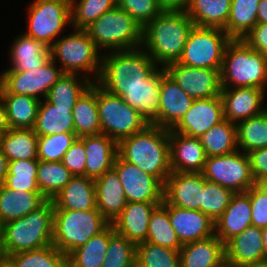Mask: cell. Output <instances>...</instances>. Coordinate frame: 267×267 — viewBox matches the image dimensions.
<instances>
[{
    "label": "cell",
    "instance_id": "6da1fadb",
    "mask_svg": "<svg viewBox=\"0 0 267 267\" xmlns=\"http://www.w3.org/2000/svg\"><path fill=\"white\" fill-rule=\"evenodd\" d=\"M193 26L186 12L162 11L143 28L142 48L163 68L178 62Z\"/></svg>",
    "mask_w": 267,
    "mask_h": 267
},
{
    "label": "cell",
    "instance_id": "7a4b0ae2",
    "mask_svg": "<svg viewBox=\"0 0 267 267\" xmlns=\"http://www.w3.org/2000/svg\"><path fill=\"white\" fill-rule=\"evenodd\" d=\"M118 155L163 184L171 174L169 130L149 124L142 131L118 142Z\"/></svg>",
    "mask_w": 267,
    "mask_h": 267
},
{
    "label": "cell",
    "instance_id": "3957f363",
    "mask_svg": "<svg viewBox=\"0 0 267 267\" xmlns=\"http://www.w3.org/2000/svg\"><path fill=\"white\" fill-rule=\"evenodd\" d=\"M160 68L142 47L102 54L101 72L96 83L117 96L127 88L142 86Z\"/></svg>",
    "mask_w": 267,
    "mask_h": 267
},
{
    "label": "cell",
    "instance_id": "277c9868",
    "mask_svg": "<svg viewBox=\"0 0 267 267\" xmlns=\"http://www.w3.org/2000/svg\"><path fill=\"white\" fill-rule=\"evenodd\" d=\"M54 204L47 200L24 217L4 224L2 256L53 245Z\"/></svg>",
    "mask_w": 267,
    "mask_h": 267
},
{
    "label": "cell",
    "instance_id": "5b68a950",
    "mask_svg": "<svg viewBox=\"0 0 267 267\" xmlns=\"http://www.w3.org/2000/svg\"><path fill=\"white\" fill-rule=\"evenodd\" d=\"M221 88L253 87L267 91V61L243 39H232L220 70Z\"/></svg>",
    "mask_w": 267,
    "mask_h": 267
},
{
    "label": "cell",
    "instance_id": "8992f818",
    "mask_svg": "<svg viewBox=\"0 0 267 267\" xmlns=\"http://www.w3.org/2000/svg\"><path fill=\"white\" fill-rule=\"evenodd\" d=\"M84 30L100 51L142 47L143 27L118 6L103 13Z\"/></svg>",
    "mask_w": 267,
    "mask_h": 267
},
{
    "label": "cell",
    "instance_id": "52a82bcc",
    "mask_svg": "<svg viewBox=\"0 0 267 267\" xmlns=\"http://www.w3.org/2000/svg\"><path fill=\"white\" fill-rule=\"evenodd\" d=\"M100 53L84 29H75L73 33L59 37L50 46V57L54 62L57 60L60 62L59 67L63 73L81 72L92 82L98 80L101 72L102 53ZM92 74L95 80L89 76Z\"/></svg>",
    "mask_w": 267,
    "mask_h": 267
},
{
    "label": "cell",
    "instance_id": "ba28073f",
    "mask_svg": "<svg viewBox=\"0 0 267 267\" xmlns=\"http://www.w3.org/2000/svg\"><path fill=\"white\" fill-rule=\"evenodd\" d=\"M109 224L97 208L54 210L53 245L68 256Z\"/></svg>",
    "mask_w": 267,
    "mask_h": 267
},
{
    "label": "cell",
    "instance_id": "9c48e42d",
    "mask_svg": "<svg viewBox=\"0 0 267 267\" xmlns=\"http://www.w3.org/2000/svg\"><path fill=\"white\" fill-rule=\"evenodd\" d=\"M96 100L101 134L107 135L117 143L149 125L140 113L121 96L109 93L97 83Z\"/></svg>",
    "mask_w": 267,
    "mask_h": 267
},
{
    "label": "cell",
    "instance_id": "30bf717a",
    "mask_svg": "<svg viewBox=\"0 0 267 267\" xmlns=\"http://www.w3.org/2000/svg\"><path fill=\"white\" fill-rule=\"evenodd\" d=\"M231 40L223 29L193 26L178 63L221 70L225 49Z\"/></svg>",
    "mask_w": 267,
    "mask_h": 267
},
{
    "label": "cell",
    "instance_id": "8fae6325",
    "mask_svg": "<svg viewBox=\"0 0 267 267\" xmlns=\"http://www.w3.org/2000/svg\"><path fill=\"white\" fill-rule=\"evenodd\" d=\"M26 35L50 47L67 24H72L71 6L60 0H34L28 8Z\"/></svg>",
    "mask_w": 267,
    "mask_h": 267
},
{
    "label": "cell",
    "instance_id": "7c38bea8",
    "mask_svg": "<svg viewBox=\"0 0 267 267\" xmlns=\"http://www.w3.org/2000/svg\"><path fill=\"white\" fill-rule=\"evenodd\" d=\"M210 182L220 184L233 193H243L255 185L249 157L239 149L226 155L207 157L201 172Z\"/></svg>",
    "mask_w": 267,
    "mask_h": 267
},
{
    "label": "cell",
    "instance_id": "4fadbf2b",
    "mask_svg": "<svg viewBox=\"0 0 267 267\" xmlns=\"http://www.w3.org/2000/svg\"><path fill=\"white\" fill-rule=\"evenodd\" d=\"M58 62L50 59L40 68L19 71H4L0 74V93H13L36 97L39 100L46 98L49 89L63 75Z\"/></svg>",
    "mask_w": 267,
    "mask_h": 267
},
{
    "label": "cell",
    "instance_id": "5bb4252c",
    "mask_svg": "<svg viewBox=\"0 0 267 267\" xmlns=\"http://www.w3.org/2000/svg\"><path fill=\"white\" fill-rule=\"evenodd\" d=\"M113 169L117 172L127 202H163L164 184L155 176L143 172L134 164L116 157Z\"/></svg>",
    "mask_w": 267,
    "mask_h": 267
},
{
    "label": "cell",
    "instance_id": "9a60e30c",
    "mask_svg": "<svg viewBox=\"0 0 267 267\" xmlns=\"http://www.w3.org/2000/svg\"><path fill=\"white\" fill-rule=\"evenodd\" d=\"M166 73L192 98L208 99L221 94L220 70L190 67L173 62Z\"/></svg>",
    "mask_w": 267,
    "mask_h": 267
},
{
    "label": "cell",
    "instance_id": "2e32d148",
    "mask_svg": "<svg viewBox=\"0 0 267 267\" xmlns=\"http://www.w3.org/2000/svg\"><path fill=\"white\" fill-rule=\"evenodd\" d=\"M266 94L264 89L253 87L221 88L224 119L237 124L262 114L267 109Z\"/></svg>",
    "mask_w": 267,
    "mask_h": 267
},
{
    "label": "cell",
    "instance_id": "e0dca14e",
    "mask_svg": "<svg viewBox=\"0 0 267 267\" xmlns=\"http://www.w3.org/2000/svg\"><path fill=\"white\" fill-rule=\"evenodd\" d=\"M223 120L224 110L221 96L194 99L190 109L172 130L187 136L201 138L206 131Z\"/></svg>",
    "mask_w": 267,
    "mask_h": 267
},
{
    "label": "cell",
    "instance_id": "ac0fdd59",
    "mask_svg": "<svg viewBox=\"0 0 267 267\" xmlns=\"http://www.w3.org/2000/svg\"><path fill=\"white\" fill-rule=\"evenodd\" d=\"M204 177L201 173L171 172L164 184V202L178 208L199 210Z\"/></svg>",
    "mask_w": 267,
    "mask_h": 267
},
{
    "label": "cell",
    "instance_id": "d6986e66",
    "mask_svg": "<svg viewBox=\"0 0 267 267\" xmlns=\"http://www.w3.org/2000/svg\"><path fill=\"white\" fill-rule=\"evenodd\" d=\"M189 96L167 73L161 78L157 126L171 130L192 106Z\"/></svg>",
    "mask_w": 267,
    "mask_h": 267
},
{
    "label": "cell",
    "instance_id": "ffe728a7",
    "mask_svg": "<svg viewBox=\"0 0 267 267\" xmlns=\"http://www.w3.org/2000/svg\"><path fill=\"white\" fill-rule=\"evenodd\" d=\"M170 168L172 172L201 173L207 159L200 138L169 130Z\"/></svg>",
    "mask_w": 267,
    "mask_h": 267
},
{
    "label": "cell",
    "instance_id": "44dd1931",
    "mask_svg": "<svg viewBox=\"0 0 267 267\" xmlns=\"http://www.w3.org/2000/svg\"><path fill=\"white\" fill-rule=\"evenodd\" d=\"M226 266L245 265L267 261L263 249L262 229L249 226L225 243Z\"/></svg>",
    "mask_w": 267,
    "mask_h": 267
},
{
    "label": "cell",
    "instance_id": "7402d4cb",
    "mask_svg": "<svg viewBox=\"0 0 267 267\" xmlns=\"http://www.w3.org/2000/svg\"><path fill=\"white\" fill-rule=\"evenodd\" d=\"M171 225L181 244L215 235V222L199 210H187L168 205Z\"/></svg>",
    "mask_w": 267,
    "mask_h": 267
},
{
    "label": "cell",
    "instance_id": "603a6c76",
    "mask_svg": "<svg viewBox=\"0 0 267 267\" xmlns=\"http://www.w3.org/2000/svg\"><path fill=\"white\" fill-rule=\"evenodd\" d=\"M162 202H128L112 222L116 233L138 245L146 242L149 218L154 208Z\"/></svg>",
    "mask_w": 267,
    "mask_h": 267
},
{
    "label": "cell",
    "instance_id": "cb8c5ba5",
    "mask_svg": "<svg viewBox=\"0 0 267 267\" xmlns=\"http://www.w3.org/2000/svg\"><path fill=\"white\" fill-rule=\"evenodd\" d=\"M86 151L85 176L96 179L113 169L118 143L105 134L79 137Z\"/></svg>",
    "mask_w": 267,
    "mask_h": 267
},
{
    "label": "cell",
    "instance_id": "d4e9b609",
    "mask_svg": "<svg viewBox=\"0 0 267 267\" xmlns=\"http://www.w3.org/2000/svg\"><path fill=\"white\" fill-rule=\"evenodd\" d=\"M251 212L249 194L234 193L223 214L215 221V235L225 244L252 225Z\"/></svg>",
    "mask_w": 267,
    "mask_h": 267
},
{
    "label": "cell",
    "instance_id": "484cf974",
    "mask_svg": "<svg viewBox=\"0 0 267 267\" xmlns=\"http://www.w3.org/2000/svg\"><path fill=\"white\" fill-rule=\"evenodd\" d=\"M166 73L160 67L142 86L126 89L121 98L135 108L148 124L157 126L161 78Z\"/></svg>",
    "mask_w": 267,
    "mask_h": 267
},
{
    "label": "cell",
    "instance_id": "4316f807",
    "mask_svg": "<svg viewBox=\"0 0 267 267\" xmlns=\"http://www.w3.org/2000/svg\"><path fill=\"white\" fill-rule=\"evenodd\" d=\"M180 267H225V244L216 236L184 244Z\"/></svg>",
    "mask_w": 267,
    "mask_h": 267
},
{
    "label": "cell",
    "instance_id": "83f0119b",
    "mask_svg": "<svg viewBox=\"0 0 267 267\" xmlns=\"http://www.w3.org/2000/svg\"><path fill=\"white\" fill-rule=\"evenodd\" d=\"M94 183L97 209L112 224L128 203L118 174L114 169L108 170Z\"/></svg>",
    "mask_w": 267,
    "mask_h": 267
},
{
    "label": "cell",
    "instance_id": "f1b7e54d",
    "mask_svg": "<svg viewBox=\"0 0 267 267\" xmlns=\"http://www.w3.org/2000/svg\"><path fill=\"white\" fill-rule=\"evenodd\" d=\"M10 47L11 67L5 71L24 72L42 67L50 59V47L25 33L14 39Z\"/></svg>",
    "mask_w": 267,
    "mask_h": 267
},
{
    "label": "cell",
    "instance_id": "f546056e",
    "mask_svg": "<svg viewBox=\"0 0 267 267\" xmlns=\"http://www.w3.org/2000/svg\"><path fill=\"white\" fill-rule=\"evenodd\" d=\"M52 202L54 210H81L97 208L94 179L86 176H74L70 182L56 194Z\"/></svg>",
    "mask_w": 267,
    "mask_h": 267
},
{
    "label": "cell",
    "instance_id": "4dcf8cb0",
    "mask_svg": "<svg viewBox=\"0 0 267 267\" xmlns=\"http://www.w3.org/2000/svg\"><path fill=\"white\" fill-rule=\"evenodd\" d=\"M48 199L40 191L15 190L0 186V219L5 224L37 210Z\"/></svg>",
    "mask_w": 267,
    "mask_h": 267
},
{
    "label": "cell",
    "instance_id": "1f68e13d",
    "mask_svg": "<svg viewBox=\"0 0 267 267\" xmlns=\"http://www.w3.org/2000/svg\"><path fill=\"white\" fill-rule=\"evenodd\" d=\"M72 110V107H56L46 99L41 100L34 132L38 137L74 133Z\"/></svg>",
    "mask_w": 267,
    "mask_h": 267
},
{
    "label": "cell",
    "instance_id": "d6a6232c",
    "mask_svg": "<svg viewBox=\"0 0 267 267\" xmlns=\"http://www.w3.org/2000/svg\"><path fill=\"white\" fill-rule=\"evenodd\" d=\"M10 129H33L41 100L27 95L0 93Z\"/></svg>",
    "mask_w": 267,
    "mask_h": 267
},
{
    "label": "cell",
    "instance_id": "836d02e7",
    "mask_svg": "<svg viewBox=\"0 0 267 267\" xmlns=\"http://www.w3.org/2000/svg\"><path fill=\"white\" fill-rule=\"evenodd\" d=\"M74 133L77 137L101 134L96 82L81 95L72 110Z\"/></svg>",
    "mask_w": 267,
    "mask_h": 267
},
{
    "label": "cell",
    "instance_id": "e575fe53",
    "mask_svg": "<svg viewBox=\"0 0 267 267\" xmlns=\"http://www.w3.org/2000/svg\"><path fill=\"white\" fill-rule=\"evenodd\" d=\"M232 0H190L186 13L194 26L225 30Z\"/></svg>",
    "mask_w": 267,
    "mask_h": 267
},
{
    "label": "cell",
    "instance_id": "d590c367",
    "mask_svg": "<svg viewBox=\"0 0 267 267\" xmlns=\"http://www.w3.org/2000/svg\"><path fill=\"white\" fill-rule=\"evenodd\" d=\"M115 233L112 224L91 237L83 246L67 256L68 267H101L106 258L110 237Z\"/></svg>",
    "mask_w": 267,
    "mask_h": 267
},
{
    "label": "cell",
    "instance_id": "8d00e7d4",
    "mask_svg": "<svg viewBox=\"0 0 267 267\" xmlns=\"http://www.w3.org/2000/svg\"><path fill=\"white\" fill-rule=\"evenodd\" d=\"M92 83L89 78L83 75L63 73L58 81L49 89L45 99L56 107L73 108L77 100Z\"/></svg>",
    "mask_w": 267,
    "mask_h": 267
},
{
    "label": "cell",
    "instance_id": "74e56055",
    "mask_svg": "<svg viewBox=\"0 0 267 267\" xmlns=\"http://www.w3.org/2000/svg\"><path fill=\"white\" fill-rule=\"evenodd\" d=\"M37 140L33 129H9L2 134L0 148L9 161L38 160Z\"/></svg>",
    "mask_w": 267,
    "mask_h": 267
},
{
    "label": "cell",
    "instance_id": "f35d334b",
    "mask_svg": "<svg viewBox=\"0 0 267 267\" xmlns=\"http://www.w3.org/2000/svg\"><path fill=\"white\" fill-rule=\"evenodd\" d=\"M260 0H232L225 32L231 39H243L257 24Z\"/></svg>",
    "mask_w": 267,
    "mask_h": 267
},
{
    "label": "cell",
    "instance_id": "ab89813d",
    "mask_svg": "<svg viewBox=\"0 0 267 267\" xmlns=\"http://www.w3.org/2000/svg\"><path fill=\"white\" fill-rule=\"evenodd\" d=\"M207 157L230 154L238 150L236 124L224 119L200 138Z\"/></svg>",
    "mask_w": 267,
    "mask_h": 267
},
{
    "label": "cell",
    "instance_id": "60d3db41",
    "mask_svg": "<svg viewBox=\"0 0 267 267\" xmlns=\"http://www.w3.org/2000/svg\"><path fill=\"white\" fill-rule=\"evenodd\" d=\"M146 241L174 250H180L183 246L171 225L168 205L164 201L157 205L150 215Z\"/></svg>",
    "mask_w": 267,
    "mask_h": 267
},
{
    "label": "cell",
    "instance_id": "b9f144b4",
    "mask_svg": "<svg viewBox=\"0 0 267 267\" xmlns=\"http://www.w3.org/2000/svg\"><path fill=\"white\" fill-rule=\"evenodd\" d=\"M238 149L249 153L267 147V109L260 115L236 124Z\"/></svg>",
    "mask_w": 267,
    "mask_h": 267
},
{
    "label": "cell",
    "instance_id": "7bdbcfd3",
    "mask_svg": "<svg viewBox=\"0 0 267 267\" xmlns=\"http://www.w3.org/2000/svg\"><path fill=\"white\" fill-rule=\"evenodd\" d=\"M74 177V175L59 162L39 161L37 184L40 192L52 200Z\"/></svg>",
    "mask_w": 267,
    "mask_h": 267
},
{
    "label": "cell",
    "instance_id": "ee69618b",
    "mask_svg": "<svg viewBox=\"0 0 267 267\" xmlns=\"http://www.w3.org/2000/svg\"><path fill=\"white\" fill-rule=\"evenodd\" d=\"M8 258L16 267H68L67 255L60 252L54 245L14 253Z\"/></svg>",
    "mask_w": 267,
    "mask_h": 267
},
{
    "label": "cell",
    "instance_id": "f6af8a7d",
    "mask_svg": "<svg viewBox=\"0 0 267 267\" xmlns=\"http://www.w3.org/2000/svg\"><path fill=\"white\" fill-rule=\"evenodd\" d=\"M136 267H180L179 250L143 242L136 245Z\"/></svg>",
    "mask_w": 267,
    "mask_h": 267
},
{
    "label": "cell",
    "instance_id": "bcb514c9",
    "mask_svg": "<svg viewBox=\"0 0 267 267\" xmlns=\"http://www.w3.org/2000/svg\"><path fill=\"white\" fill-rule=\"evenodd\" d=\"M38 160L9 161L4 186L15 190L40 191L37 184Z\"/></svg>",
    "mask_w": 267,
    "mask_h": 267
},
{
    "label": "cell",
    "instance_id": "7dc6e473",
    "mask_svg": "<svg viewBox=\"0 0 267 267\" xmlns=\"http://www.w3.org/2000/svg\"><path fill=\"white\" fill-rule=\"evenodd\" d=\"M117 6V0H74L71 5L74 29H84L103 13Z\"/></svg>",
    "mask_w": 267,
    "mask_h": 267
},
{
    "label": "cell",
    "instance_id": "c3c4849f",
    "mask_svg": "<svg viewBox=\"0 0 267 267\" xmlns=\"http://www.w3.org/2000/svg\"><path fill=\"white\" fill-rule=\"evenodd\" d=\"M101 267H136V245L115 232L109 239Z\"/></svg>",
    "mask_w": 267,
    "mask_h": 267
},
{
    "label": "cell",
    "instance_id": "681fc988",
    "mask_svg": "<svg viewBox=\"0 0 267 267\" xmlns=\"http://www.w3.org/2000/svg\"><path fill=\"white\" fill-rule=\"evenodd\" d=\"M233 194L230 189L220 184L207 181L204 178V190L202 192L200 211L215 222L227 208Z\"/></svg>",
    "mask_w": 267,
    "mask_h": 267
},
{
    "label": "cell",
    "instance_id": "f907efd6",
    "mask_svg": "<svg viewBox=\"0 0 267 267\" xmlns=\"http://www.w3.org/2000/svg\"><path fill=\"white\" fill-rule=\"evenodd\" d=\"M77 138L78 137L75 133H61L56 135L38 137V161H62L65 152L72 146Z\"/></svg>",
    "mask_w": 267,
    "mask_h": 267
},
{
    "label": "cell",
    "instance_id": "816d5d0a",
    "mask_svg": "<svg viewBox=\"0 0 267 267\" xmlns=\"http://www.w3.org/2000/svg\"><path fill=\"white\" fill-rule=\"evenodd\" d=\"M117 6L125 10L143 28L162 12L157 0H117Z\"/></svg>",
    "mask_w": 267,
    "mask_h": 267
},
{
    "label": "cell",
    "instance_id": "f5cc1de1",
    "mask_svg": "<svg viewBox=\"0 0 267 267\" xmlns=\"http://www.w3.org/2000/svg\"><path fill=\"white\" fill-rule=\"evenodd\" d=\"M246 192L250 197L252 226L267 228V196L256 185Z\"/></svg>",
    "mask_w": 267,
    "mask_h": 267
},
{
    "label": "cell",
    "instance_id": "db71d44e",
    "mask_svg": "<svg viewBox=\"0 0 267 267\" xmlns=\"http://www.w3.org/2000/svg\"><path fill=\"white\" fill-rule=\"evenodd\" d=\"M62 163L74 176H85L86 151L79 138L65 152Z\"/></svg>",
    "mask_w": 267,
    "mask_h": 267
},
{
    "label": "cell",
    "instance_id": "11a10c76",
    "mask_svg": "<svg viewBox=\"0 0 267 267\" xmlns=\"http://www.w3.org/2000/svg\"><path fill=\"white\" fill-rule=\"evenodd\" d=\"M243 40L267 61V23H257Z\"/></svg>",
    "mask_w": 267,
    "mask_h": 267
},
{
    "label": "cell",
    "instance_id": "9f6ffc18",
    "mask_svg": "<svg viewBox=\"0 0 267 267\" xmlns=\"http://www.w3.org/2000/svg\"><path fill=\"white\" fill-rule=\"evenodd\" d=\"M255 182L267 179V147L247 153Z\"/></svg>",
    "mask_w": 267,
    "mask_h": 267
},
{
    "label": "cell",
    "instance_id": "6f0895ef",
    "mask_svg": "<svg viewBox=\"0 0 267 267\" xmlns=\"http://www.w3.org/2000/svg\"><path fill=\"white\" fill-rule=\"evenodd\" d=\"M190 0H157V4L162 11L186 12Z\"/></svg>",
    "mask_w": 267,
    "mask_h": 267
},
{
    "label": "cell",
    "instance_id": "680465c9",
    "mask_svg": "<svg viewBox=\"0 0 267 267\" xmlns=\"http://www.w3.org/2000/svg\"><path fill=\"white\" fill-rule=\"evenodd\" d=\"M9 160L3 154L2 149L0 148V186L4 185L6 175L8 174Z\"/></svg>",
    "mask_w": 267,
    "mask_h": 267
},
{
    "label": "cell",
    "instance_id": "91938a15",
    "mask_svg": "<svg viewBox=\"0 0 267 267\" xmlns=\"http://www.w3.org/2000/svg\"><path fill=\"white\" fill-rule=\"evenodd\" d=\"M10 129L8 120H7V113L5 105L0 98V132L2 134L6 133Z\"/></svg>",
    "mask_w": 267,
    "mask_h": 267
},
{
    "label": "cell",
    "instance_id": "94428289",
    "mask_svg": "<svg viewBox=\"0 0 267 267\" xmlns=\"http://www.w3.org/2000/svg\"><path fill=\"white\" fill-rule=\"evenodd\" d=\"M257 23H267V0H260L257 10Z\"/></svg>",
    "mask_w": 267,
    "mask_h": 267
},
{
    "label": "cell",
    "instance_id": "6125c7cd",
    "mask_svg": "<svg viewBox=\"0 0 267 267\" xmlns=\"http://www.w3.org/2000/svg\"><path fill=\"white\" fill-rule=\"evenodd\" d=\"M0 267H16V266L8 257L0 256Z\"/></svg>",
    "mask_w": 267,
    "mask_h": 267
},
{
    "label": "cell",
    "instance_id": "be15d7a7",
    "mask_svg": "<svg viewBox=\"0 0 267 267\" xmlns=\"http://www.w3.org/2000/svg\"><path fill=\"white\" fill-rule=\"evenodd\" d=\"M255 185L267 196V179L255 182Z\"/></svg>",
    "mask_w": 267,
    "mask_h": 267
},
{
    "label": "cell",
    "instance_id": "e7e4bbea",
    "mask_svg": "<svg viewBox=\"0 0 267 267\" xmlns=\"http://www.w3.org/2000/svg\"><path fill=\"white\" fill-rule=\"evenodd\" d=\"M263 249L267 258V228L262 229Z\"/></svg>",
    "mask_w": 267,
    "mask_h": 267
},
{
    "label": "cell",
    "instance_id": "03108f58",
    "mask_svg": "<svg viewBox=\"0 0 267 267\" xmlns=\"http://www.w3.org/2000/svg\"><path fill=\"white\" fill-rule=\"evenodd\" d=\"M4 223L0 219V256H2Z\"/></svg>",
    "mask_w": 267,
    "mask_h": 267
},
{
    "label": "cell",
    "instance_id": "003e7915",
    "mask_svg": "<svg viewBox=\"0 0 267 267\" xmlns=\"http://www.w3.org/2000/svg\"><path fill=\"white\" fill-rule=\"evenodd\" d=\"M244 267H267V261L245 265Z\"/></svg>",
    "mask_w": 267,
    "mask_h": 267
},
{
    "label": "cell",
    "instance_id": "a7ac6f4b",
    "mask_svg": "<svg viewBox=\"0 0 267 267\" xmlns=\"http://www.w3.org/2000/svg\"><path fill=\"white\" fill-rule=\"evenodd\" d=\"M63 2H66L67 4H69L70 6L73 4L74 0H60Z\"/></svg>",
    "mask_w": 267,
    "mask_h": 267
},
{
    "label": "cell",
    "instance_id": "89a4df30",
    "mask_svg": "<svg viewBox=\"0 0 267 267\" xmlns=\"http://www.w3.org/2000/svg\"><path fill=\"white\" fill-rule=\"evenodd\" d=\"M1 138H2V133L0 132V147H1Z\"/></svg>",
    "mask_w": 267,
    "mask_h": 267
}]
</instances>
